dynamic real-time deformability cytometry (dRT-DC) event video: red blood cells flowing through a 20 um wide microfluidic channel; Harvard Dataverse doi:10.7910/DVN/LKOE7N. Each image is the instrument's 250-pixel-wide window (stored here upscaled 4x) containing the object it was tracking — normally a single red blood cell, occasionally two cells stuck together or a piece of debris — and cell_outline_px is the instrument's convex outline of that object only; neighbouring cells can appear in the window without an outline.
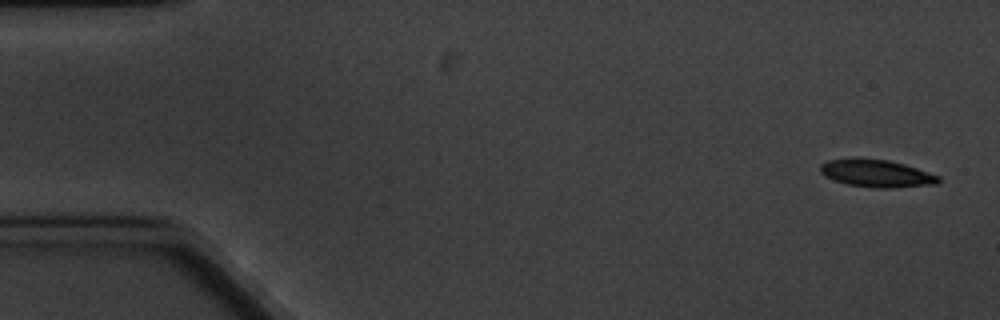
{"species": "common noctule bat (a hibernating species)", "species_latin": "Nyctalus noctula", "temperature_condition": "cold", "stored_images_in_passage": 9, "camera_frame_rate_fps": 3000, "um_per_image_px": 0.085, "animal": {"sex": "male", "body_mass_g": 20.1, "forearm_length_mm": 53.5}, "frame": {"image": 1, "passage_image": 1, "time_ms": 0.0, "image_size_px": [1000, 320], "cell_outline_px": [[940, 180], [936, 184], [896, 188], [872, 188], [848, 184], [824, 176], [820, 172], [820, 164], [828, 160], [888, 160], [904, 164], [940, 176]], "centroid_in_image_um": [74.54, 14.77], "position_along_channel_um": 10.5, "area_um2": 18.44}}
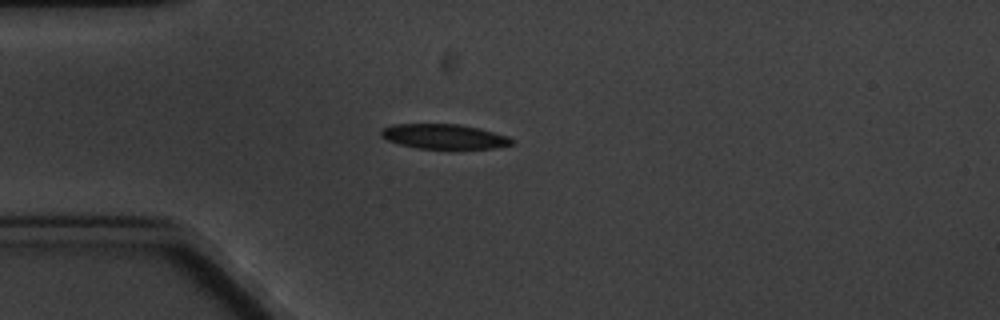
{"frame": {"image": 2, "passage_image": 4, "time_ms": 4.333, "image_size_px": [1000, 320], "cell_outline_px": [[512, 144], [492, 148], [416, 148], [400, 144], [388, 140], [380, 136], [380, 132], [384, 128], [392, 124], [460, 124], [480, 128], [508, 136], [512, 140]], "centroid_in_image_um": [37.72, 11.59], "position_along_channel_um": 47.3, "area_um2": 18.67}}